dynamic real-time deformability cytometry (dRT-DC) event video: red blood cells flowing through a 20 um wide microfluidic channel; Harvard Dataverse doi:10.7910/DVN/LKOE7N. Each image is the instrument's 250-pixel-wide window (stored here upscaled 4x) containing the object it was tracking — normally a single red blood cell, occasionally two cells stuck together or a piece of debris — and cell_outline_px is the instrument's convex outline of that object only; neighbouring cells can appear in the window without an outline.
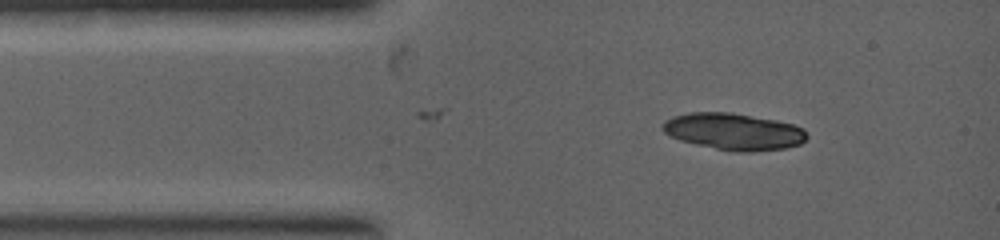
{"species": "common noctule bat (a hibernating species)", "species_latin": "Nyctalus noctula", "temperature_condition": "warm", "stored_images_in_passage": 7, "camera_frame_rate_fps": 5000, "um_per_image_px": 0.085, "animal": {"sex": "female", "body_mass_g": 19.0, "forearm_length_mm": 53.3}, "frame": {"image": 1, "passage_image": 1, "time_ms": 0.0, "image_size_px": [1000, 240], "cell_outline_px": [[808, 136], [800, 144], [784, 148], [752, 152], [736, 152], [696, 144], [680, 140], [668, 136], [660, 128], [660, 124], [664, 120], [672, 116], [688, 112], [728, 112], [776, 120], [792, 124], [804, 128]], "centroid_in_image_um": [62.31, 11.17], "position_along_channel_um": 22.7, "area_um2": 31.04}}